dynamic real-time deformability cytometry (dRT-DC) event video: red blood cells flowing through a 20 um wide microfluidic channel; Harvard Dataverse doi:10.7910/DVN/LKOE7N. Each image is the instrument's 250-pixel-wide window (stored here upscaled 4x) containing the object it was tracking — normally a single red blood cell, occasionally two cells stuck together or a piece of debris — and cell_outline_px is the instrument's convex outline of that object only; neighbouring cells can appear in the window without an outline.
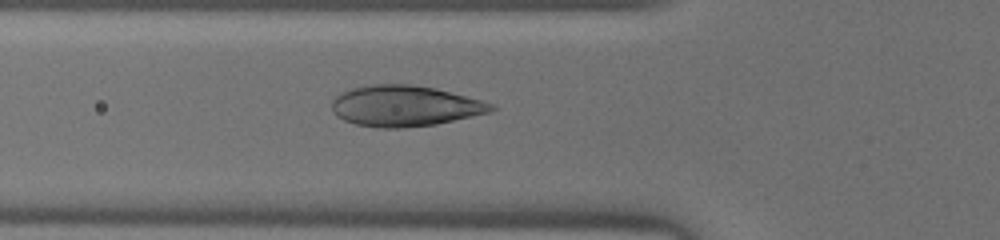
{"species": "human", "species_latin": "Homo sapiens", "temperature_condition": "warm", "stored_images_in_passage": 33, "camera_frame_rate_fps": 3000, "um_per_image_px": 0.085, "donor": {"sex": "male"}, "frame": {"image": 1, "passage_image": 4, "time_ms": 1.0, "image_size_px": [1000, 240], "cell_outline_px": [[496, 108], [488, 112], [472, 116], [436, 124], [400, 128], [380, 128], [356, 124], [344, 120], [336, 116], [332, 112], [332, 100], [340, 92], [352, 88], [372, 84], [412, 84], [436, 88], [496, 104]], "centroid_in_image_um": [34.38, 9.0], "position_along_channel_um": 91.4, "area_um2": 37.97}}
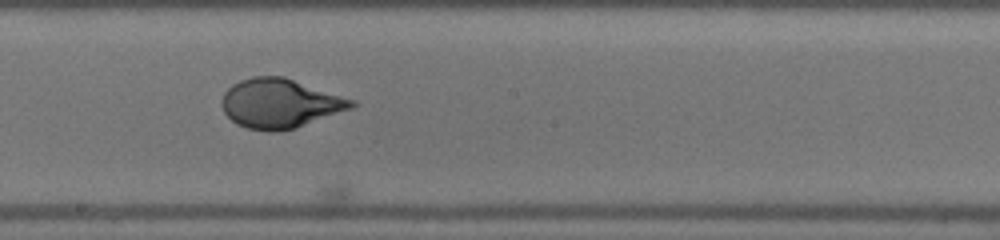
{"frame": {"image": 2, "passage_image": 13, "time_ms": 4.0, "image_size_px": [1000, 240], "cell_outline_px": [[356, 104], [352, 108], [296, 128], [280, 132], [268, 132], [248, 128], [236, 124], [224, 112], [220, 104], [220, 100], [224, 92], [232, 84], [240, 80], [252, 76], [284, 76], [356, 100]], "centroid_in_image_um": [23.78, 8.79], "position_along_channel_um": 224.4, "area_um2": 37.63}}
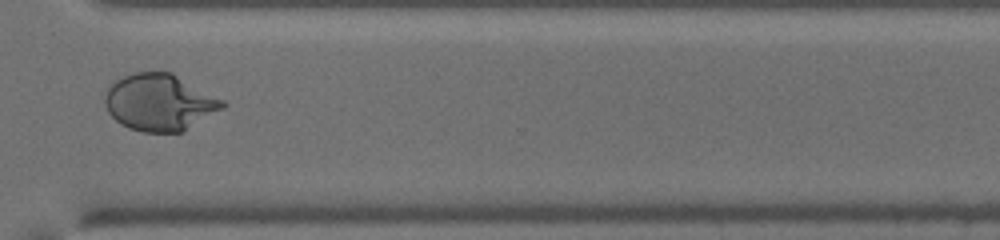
{"frame": {"image": 3, "passage_image": 22, "time_ms": 7.0, "image_size_px": [1000, 240], "cell_outline_px": [[228, 104], [224, 108], [180, 132], [144, 132], [128, 128], [120, 124], [108, 112], [104, 104], [104, 96], [108, 88], [116, 80], [124, 76], [136, 72], [172, 72], [224, 100]], "centroid_in_image_um": [13.56, 8.7], "position_along_channel_um": 357.0, "area_um2": 38.78}}